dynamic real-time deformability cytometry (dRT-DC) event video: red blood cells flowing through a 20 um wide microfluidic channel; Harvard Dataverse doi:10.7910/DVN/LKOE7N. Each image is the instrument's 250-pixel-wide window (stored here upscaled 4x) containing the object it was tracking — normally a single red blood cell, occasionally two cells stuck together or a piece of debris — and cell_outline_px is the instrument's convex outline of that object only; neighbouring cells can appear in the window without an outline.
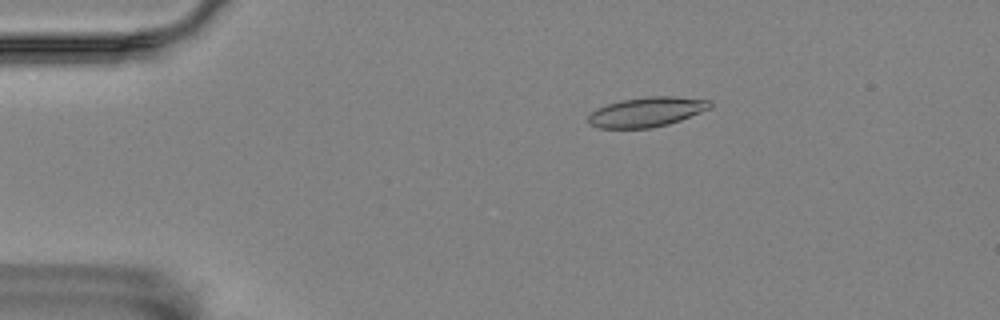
{"species": "Egyptian fruit bat (a non-hibernating species)", "species_latin": "Rousettus aegyptiacus", "temperature_condition": "room temperature", "stored_images_in_passage": 58, "segment_of_instrument_passage": [1, 2], "camera_frame_rate_fps": 3000, "um_per_image_px": 0.085, "animal": {"sex": "female"}, "frame": {"image": 1, "passage_image": 11, "time_ms": 3.333, "image_size_px": [1000, 320], "cell_outline_px": [[712, 108], [680, 120], [668, 124], [652, 128], [596, 128], [588, 124], [588, 116], [596, 108], [620, 100], [648, 96], [676, 96], [712, 100]], "centroid_in_image_um": [54.98, 9.51], "position_along_channel_um": 30.0, "area_um2": 21.33}}
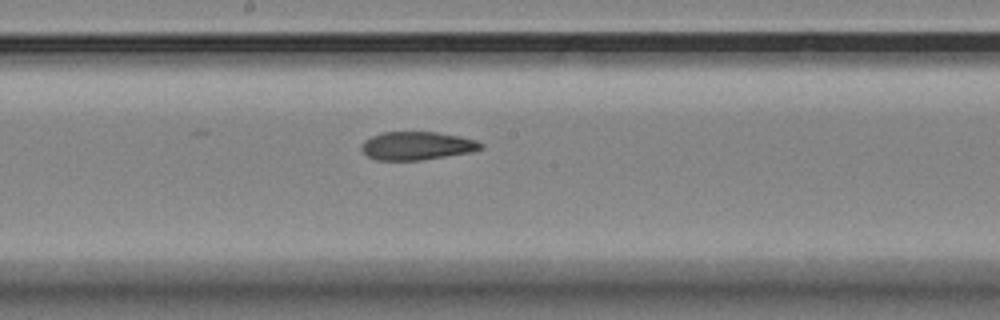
{"frame": {"image": 2, "passage_image": 31, "time_ms": 10.0, "image_size_px": [1000, 320], "cell_outline_px": [[484, 148], [472, 152], [420, 160], [376, 160], [368, 156], [360, 148], [364, 140], [372, 136], [384, 132], [436, 132], [460, 136], [476, 140], [484, 144]], "centroid_in_image_um": [35.46, 12.39], "position_along_channel_um": 212.7, "area_um2": 19.65}}
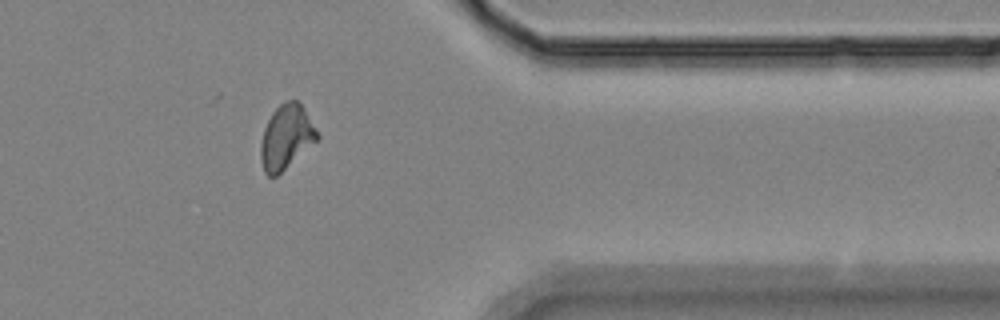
{"frame": {"image": 3, "passage_image": 47, "time_ms": 15.333, "image_size_px": [1000, 320], "cell_outline_px": [[320, 136], [316, 140], [276, 176], [268, 176], [264, 172], [260, 156], [260, 144], [264, 128], [272, 112], [284, 100], [296, 100], [300, 104]], "centroid_in_image_um": [24.28, 11.64], "position_along_channel_um": 387.1, "area_um2": 20.58}}